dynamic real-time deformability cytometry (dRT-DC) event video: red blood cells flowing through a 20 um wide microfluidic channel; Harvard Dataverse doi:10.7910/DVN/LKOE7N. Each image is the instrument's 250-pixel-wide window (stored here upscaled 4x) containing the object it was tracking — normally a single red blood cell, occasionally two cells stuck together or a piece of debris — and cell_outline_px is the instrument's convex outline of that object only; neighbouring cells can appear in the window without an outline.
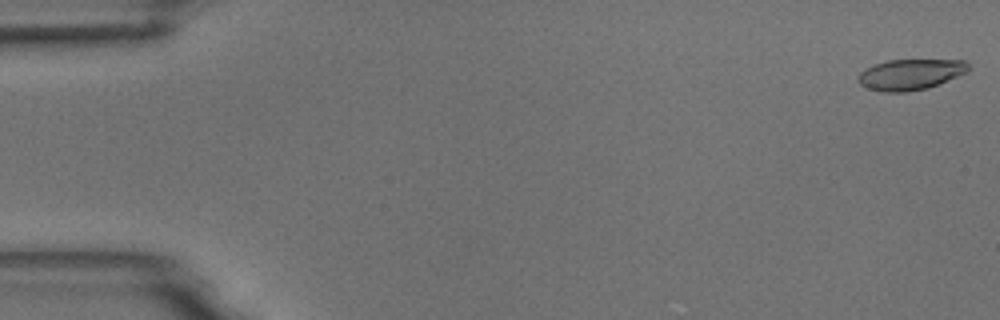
{"species": "common noctule bat (a hibernating species)", "species_latin": "Nyctalus noctula", "temperature_condition": "room temperature", "stored_images_in_passage": 54, "camera_frame_rate_fps": 3000, "um_per_image_px": 0.085, "animal": {"sex": "male", "body_mass_g": 18.8}, "frame": {"image": 1, "passage_image": 1, "time_ms": 0.0, "image_size_px": [1000, 320], "cell_outline_px": [[968, 72], [928, 88], [904, 92], [884, 92], [868, 88], [860, 84], [856, 80], [860, 72], [876, 64], [888, 60], [964, 60], [968, 64]], "centroid_in_image_um": [77.38, 6.33], "position_along_channel_um": 7.6, "area_um2": 19.59}}
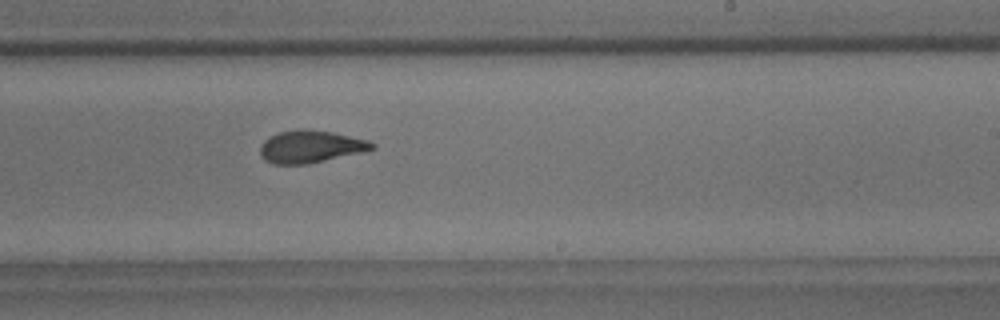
{"frame": {"image": 2, "passage_image": 33, "time_ms": 10.667, "image_size_px": [1000, 320], "cell_outline_px": [[376, 148], [360, 152], [308, 164], [272, 164], [264, 160], [260, 156], [260, 144], [264, 140], [280, 132], [300, 128], [332, 132], [368, 140], [376, 144]], "centroid_in_image_um": [26.37, 12.46], "position_along_channel_um": 262.6, "area_um2": 21.04}}
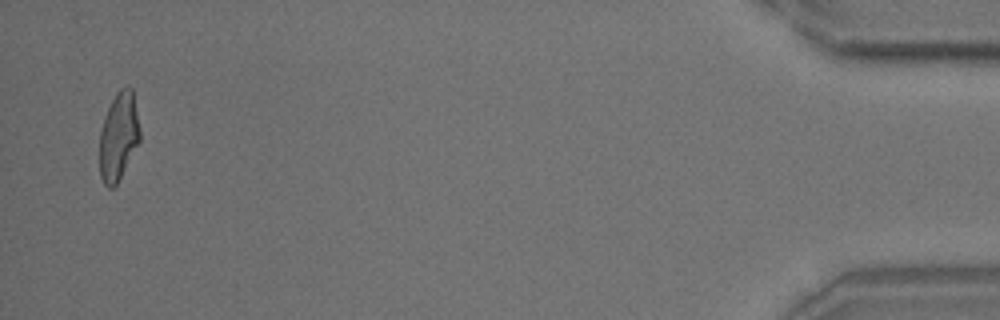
{"frame": {"image": 3, "passage_image": 53, "time_ms": 17.333, "image_size_px": [1000, 320], "cell_outline_px": [[140, 140], [116, 184], [112, 188], [108, 188], [104, 184], [100, 176], [100, 132], [104, 116], [116, 92], [120, 88], [128, 84], [132, 88], [140, 128]], "centroid_in_image_um": [10.08, 11.55], "position_along_channel_um": 425.1, "area_um2": 20.58}, "authors_computed_cell_mechanics": {"area_um2": 21.0392, "velocity_mm_per_s": 3.7217, "shape_relaxation_time_tau1_ms": 8.8215, "shape_relaxation_time_tau2_ms": 2.1893, "deformation_change_tau1": 0.2521, "deformation_change_tau2": 0.0929}}